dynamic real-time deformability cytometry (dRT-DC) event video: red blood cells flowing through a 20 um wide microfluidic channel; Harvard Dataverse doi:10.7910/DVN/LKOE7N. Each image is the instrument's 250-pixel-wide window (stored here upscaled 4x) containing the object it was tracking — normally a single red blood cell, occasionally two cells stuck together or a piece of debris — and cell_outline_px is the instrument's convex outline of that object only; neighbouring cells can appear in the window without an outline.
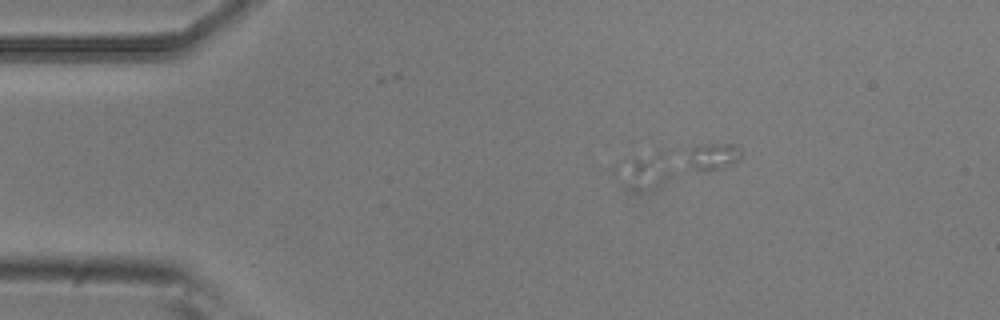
{"species": "common noctule bat (a hibernating species)", "species_latin": "Nyctalus noctula", "temperature_condition": "room temperature", "stored_images_in_passage": 5, "camera_frame_rate_fps": 3000, "um_per_image_px": 0.085, "animal": {"sex": "male", "body_mass_g": 20.5, "forearm_length_mm": 52.5}, "frame": {"image": 1, "passage_image": 3, "time_ms": 0.667, "image_size_px": [1000, 320], "cell_outline_px": [[668, 176], [660, 188], [652, 192], [632, 192], [624, 188], [620, 184], [612, 172], [612, 164], [656, 148], [664, 152], [668, 172]], "centroid_in_image_um": [54.59, 14.59], "position_along_channel_um": 30.4, "area_um2": 12.95}}